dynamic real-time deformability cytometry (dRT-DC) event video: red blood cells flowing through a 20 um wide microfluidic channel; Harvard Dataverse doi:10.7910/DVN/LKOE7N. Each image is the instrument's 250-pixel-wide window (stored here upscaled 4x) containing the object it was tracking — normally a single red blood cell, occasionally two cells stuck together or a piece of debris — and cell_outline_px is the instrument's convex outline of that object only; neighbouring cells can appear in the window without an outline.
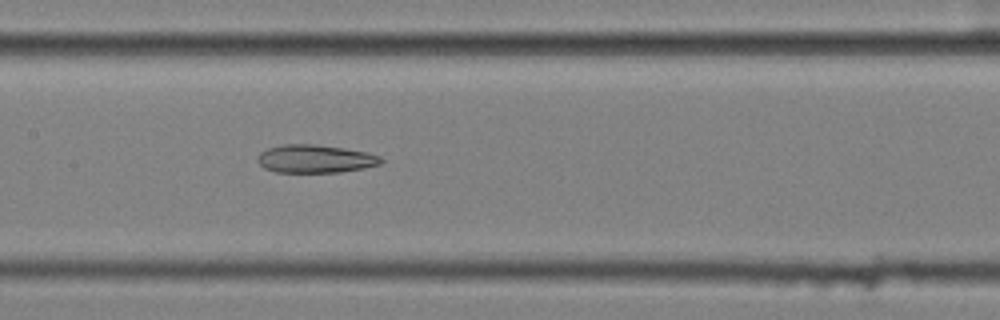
{"species": "common noctule bat (a hibernating species)", "species_latin": "Nyctalus noctula", "temperature_condition": "cold", "stored_images_in_passage": 5, "camera_frame_rate_fps": 3000, "um_per_image_px": 0.085, "animal": {"sex": "female", "body_mass_g": 25.1}, "frame": {"image": 1, "passage_image": 5, "time_ms": 1.333, "image_size_px": [1000, 320], "cell_outline_px": [[384, 160], [380, 164], [364, 168], [340, 172], [276, 172], [264, 168], [256, 160], [256, 156], [260, 152], [268, 148], [284, 144], [316, 144], [344, 148], [368, 152], [380, 156]], "centroid_in_image_um": [26.79, 13.49], "position_along_channel_um": 180.6, "area_um2": 20.35}}